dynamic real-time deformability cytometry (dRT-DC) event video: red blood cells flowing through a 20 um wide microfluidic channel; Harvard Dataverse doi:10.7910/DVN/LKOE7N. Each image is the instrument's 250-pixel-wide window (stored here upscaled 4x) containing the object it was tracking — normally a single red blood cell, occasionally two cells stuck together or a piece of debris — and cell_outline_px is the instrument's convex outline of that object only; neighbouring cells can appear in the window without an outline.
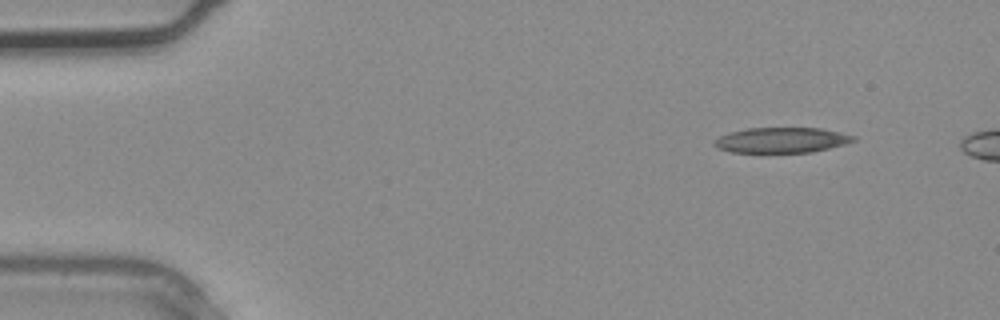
{"species": "common noctule bat (a hibernating species)", "species_latin": "Nyctalus noctula", "temperature_condition": "warm", "stored_images_in_passage": 2, "camera_frame_rate_fps": 3000, "um_per_image_px": 0.085, "animal": {"sex": "male", "body_mass_g": 20.4}, "frame": {"image": 1, "passage_image": 1, "time_ms": 0.0, "image_size_px": [1000, 320], "cell_outline_px": [[856, 140], [844, 144], [812, 152], [732, 152], [720, 148], [712, 144], [712, 140], [728, 132], [748, 128], [820, 128], [840, 132], [856, 136]], "centroid_in_image_um": [66.42, 11.9], "position_along_channel_um": 18.6, "area_um2": 20.46}}